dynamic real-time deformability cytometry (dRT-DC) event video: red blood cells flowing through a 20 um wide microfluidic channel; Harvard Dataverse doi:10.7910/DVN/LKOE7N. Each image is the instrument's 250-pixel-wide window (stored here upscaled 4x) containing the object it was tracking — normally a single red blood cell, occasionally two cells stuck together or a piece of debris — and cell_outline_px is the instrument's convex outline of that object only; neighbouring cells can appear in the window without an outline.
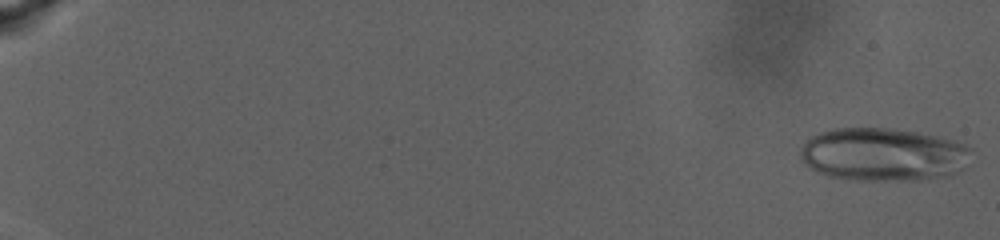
{"species": "human", "species_latin": "Homo sapiens", "temperature_condition": "warm", "stored_images_in_passage": 90, "camera_frame_rate_fps": 3000, "um_per_image_px": 0.085, "donor": {"sex": "male"}, "frame": {"image": 1, "passage_image": 1, "time_ms": 0.0, "image_size_px": [1000, 240], "cell_outline_px": [[972, 148], [964, 168], [948, 176], [916, 180], [852, 180], [828, 176], [816, 172], [804, 164], [800, 160], [800, 148], [812, 136], [820, 132], [836, 128], [888, 128], [916, 132], [936, 136], [952, 140], [964, 144]], "centroid_in_image_um": [75.04, 13.14], "position_along_channel_um": 10.0, "area_um2": 53.06}}
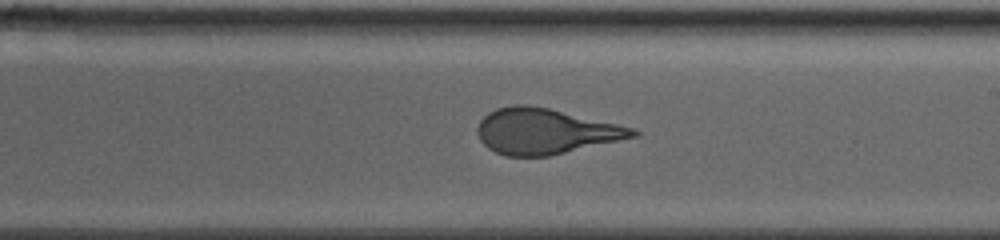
{"frame": {"image": 2, "passage_image": 58, "time_ms": 19.0, "image_size_px": [1000, 240], "cell_outline_px": [[640, 132], [636, 136], [548, 156], [504, 156], [488, 148], [480, 140], [476, 132], [476, 128], [480, 120], [488, 112], [496, 108], [512, 104], [528, 104], [548, 108], [636, 128]], "centroid_in_image_um": [46.29, 11.14], "position_along_channel_um": 242.7, "area_um2": 41.1}}
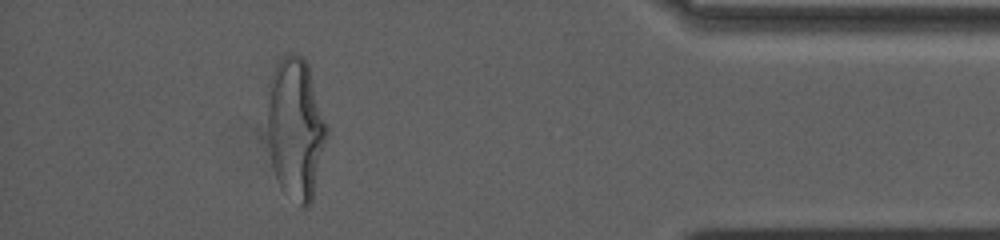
{"frame": {"image": 3, "passage_image": 83, "time_ms": 27.333, "image_size_px": [1000, 240], "cell_outline_px": [[328, 132], [312, 200], [308, 208], [300, 208], [280, 188], [272, 168], [268, 140], [268, 84], [272, 72], [276, 64], [288, 52], [292, 52], [304, 56], [308, 64], [328, 128]], "centroid_in_image_um": [25.12, 10.93], "position_along_channel_um": 410.1, "area_um2": 49.42}}